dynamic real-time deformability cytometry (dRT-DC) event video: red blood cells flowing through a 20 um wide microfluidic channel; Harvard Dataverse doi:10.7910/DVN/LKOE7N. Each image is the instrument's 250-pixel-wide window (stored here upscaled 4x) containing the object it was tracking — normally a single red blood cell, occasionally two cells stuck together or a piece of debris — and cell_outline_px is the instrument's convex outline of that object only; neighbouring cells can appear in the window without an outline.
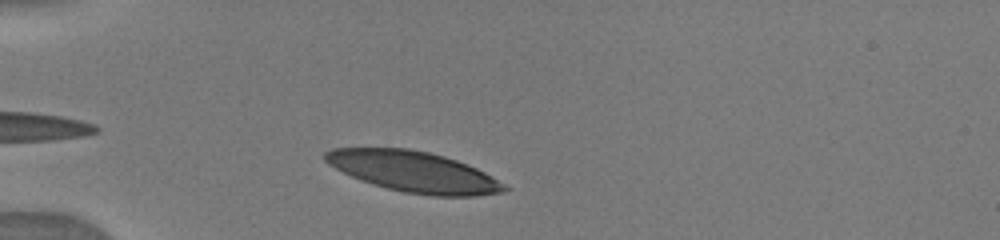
{"species": "human", "species_latin": "Homo sapiens", "temperature_condition": "warm", "stored_images_in_passage": 28, "camera_frame_rate_fps": 3000, "um_per_image_px": 0.085, "donor": {"sex": "male"}, "frame": {"image": 1, "passage_image": 7, "time_ms": 1.333, "image_size_px": [1000, 240], "cell_outline_px": [[512, 188], [500, 192], [472, 196], [432, 196], [404, 192], [372, 184], [352, 176], [328, 164], [324, 160], [324, 152], [332, 148], [408, 148], [428, 152], [444, 156], [468, 164], [484, 172]], "centroid_in_image_um": [35.16, 14.59], "position_along_channel_um": 49.8, "area_um2": 42.25}}
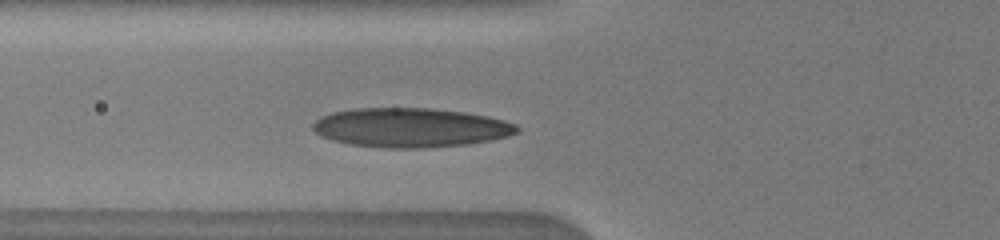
{"frame": {"image": 2, "passage_image": 16, "time_ms": 3.0, "image_size_px": [1000, 240], "cell_outline_px": [[520, 132], [508, 136], [492, 140], [468, 144], [424, 148], [384, 148], [352, 144], [332, 140], [320, 136], [312, 128], [312, 124], [320, 116], [332, 112], [356, 108], [432, 108], [464, 112], [488, 116], [504, 120], [516, 124], [520, 128]], "centroid_in_image_um": [34.91, 10.84], "position_along_channel_um": 90.9, "area_um2": 46.99}}
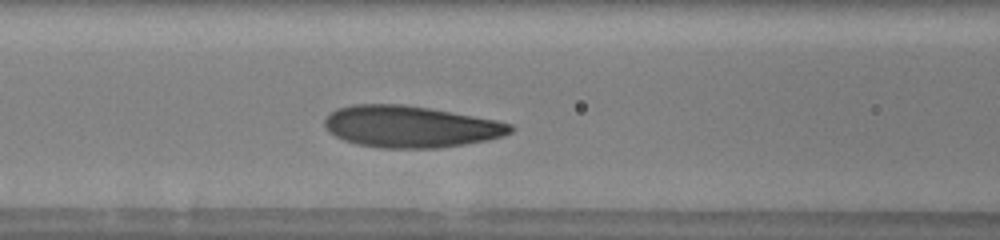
{"frame": {"image": 3, "passage_image": 20, "time_ms": 4.0, "image_size_px": [1000, 240], "cell_outline_px": [[512, 132], [488, 140], [464, 144], [436, 148], [380, 148], [356, 144], [344, 140], [328, 132], [324, 128], [324, 120], [336, 108], [352, 104], [404, 104], [428, 108], [496, 120], [512, 124]], "centroid_in_image_um": [34.84, 10.76], "position_along_channel_um": 131.8, "area_um2": 45.03}}